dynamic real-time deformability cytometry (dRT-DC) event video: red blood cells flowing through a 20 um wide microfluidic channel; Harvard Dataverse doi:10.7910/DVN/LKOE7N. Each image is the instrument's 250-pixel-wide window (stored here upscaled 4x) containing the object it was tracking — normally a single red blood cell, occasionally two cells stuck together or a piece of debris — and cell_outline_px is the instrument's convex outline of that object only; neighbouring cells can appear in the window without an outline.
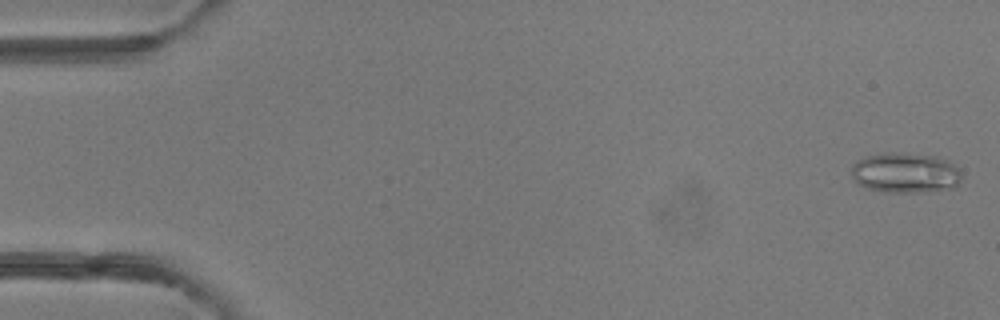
{"species": "common noctule bat (a hibernating species)", "species_latin": "Nyctalus noctula", "temperature_condition": "room temperature", "stored_images_in_passage": 5, "camera_frame_rate_fps": 3000, "um_per_image_px": 0.085, "animal": {"sex": "female"}, "frame": {"image": 1, "passage_image": 1, "time_ms": 0.0, "image_size_px": [1000, 320], "cell_outline_px": [[960, 180], [956, 188], [920, 192], [888, 192], [868, 188], [856, 184], [852, 176], [852, 164], [856, 160], [864, 156], [884, 152], [892, 152], [936, 156], [948, 160], [960, 168]], "centroid_in_image_um": [76.95, 14.68], "position_along_channel_um": 8.1, "area_um2": 26.18}}